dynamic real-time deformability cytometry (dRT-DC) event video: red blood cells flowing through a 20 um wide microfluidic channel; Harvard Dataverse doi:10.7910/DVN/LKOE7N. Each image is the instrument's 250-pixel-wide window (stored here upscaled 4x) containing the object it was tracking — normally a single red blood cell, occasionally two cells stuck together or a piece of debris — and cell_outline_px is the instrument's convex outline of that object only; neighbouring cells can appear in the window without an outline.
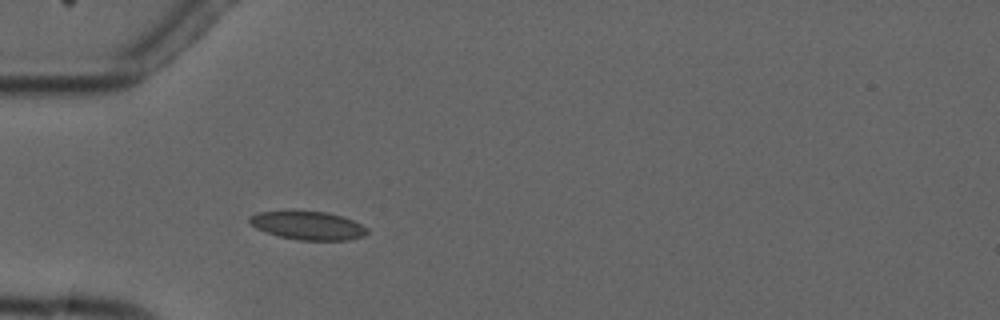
{"species": "common noctule bat (a hibernating species)", "species_latin": "Nyctalus noctula", "temperature_condition": "cold", "stored_images_in_passage": 3, "camera_frame_rate_fps": 3000, "um_per_image_px": 0.085, "animal": {"sex": "male", "forearm_length_mm": 52.5}, "frame": {"image": 1, "passage_image": 3, "time_ms": 2.333, "image_size_px": [1000, 320], "cell_outline_px": [[368, 232], [364, 236], [348, 240], [300, 240], [280, 236], [256, 228], [248, 220], [248, 216], [260, 212], [292, 208], [328, 212], [352, 220], [368, 228]], "centroid_in_image_um": [26.14, 19.12], "position_along_channel_um": 58.9, "area_um2": 20.0}}